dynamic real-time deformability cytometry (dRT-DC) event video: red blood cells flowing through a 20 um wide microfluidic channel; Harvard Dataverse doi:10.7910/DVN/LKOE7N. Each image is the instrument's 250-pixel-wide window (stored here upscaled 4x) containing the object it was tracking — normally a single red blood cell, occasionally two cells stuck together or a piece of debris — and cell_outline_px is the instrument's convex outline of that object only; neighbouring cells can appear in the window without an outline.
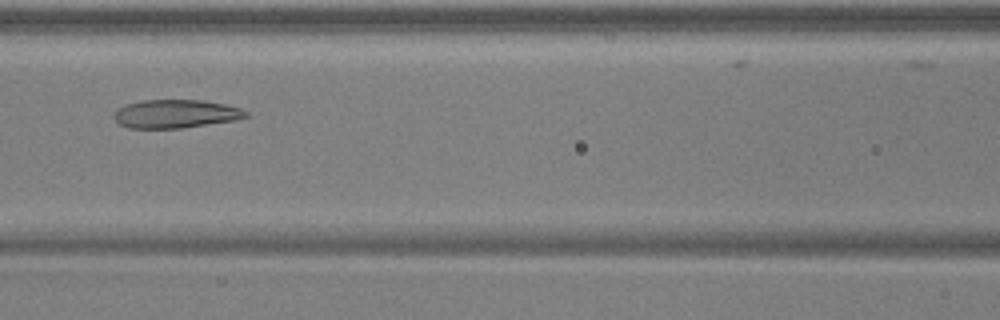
{"species": "common noctule bat (a hibernating species)", "species_latin": "Nyctalus noctula", "temperature_condition": "warm", "stored_images_in_passage": 45, "camera_frame_rate_fps": 3000, "um_per_image_px": 0.085, "animal": {"sex": "male", "body_mass_g": 17.9, "forearm_length_mm": 54.2}, "frame": {"image": 1, "passage_image": 18, "time_ms": 5.667, "image_size_px": [1000, 320], "cell_outline_px": [[248, 116], [236, 120], [180, 128], [128, 128], [120, 124], [112, 116], [116, 108], [124, 104], [140, 100], [204, 100], [224, 104], [240, 108], [248, 112]], "centroid_in_image_um": [14.89, 9.67], "position_along_channel_um": 151.7, "area_um2": 21.96}}
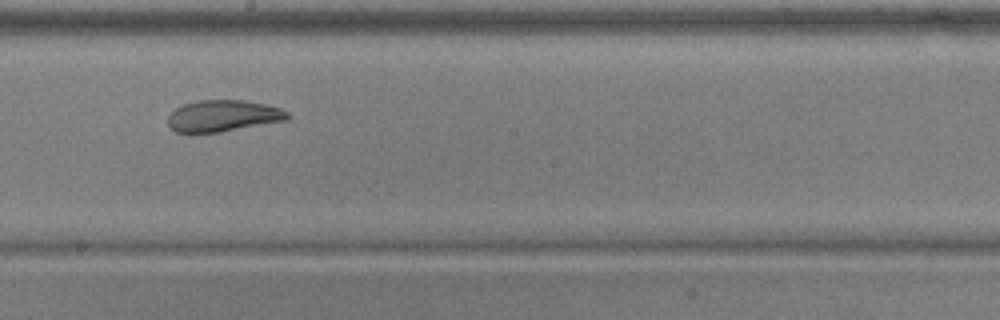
{"frame": {"image": 2, "passage_image": 24, "time_ms": 7.667, "image_size_px": [1000, 320], "cell_outline_px": [[292, 116], [288, 120], [220, 132], [176, 132], [168, 124], [168, 116], [176, 108], [184, 104], [200, 100], [244, 100], [268, 104], [280, 108], [288, 112]], "centroid_in_image_um": [19.02, 9.84], "position_along_channel_um": 229.2, "area_um2": 21.96}}
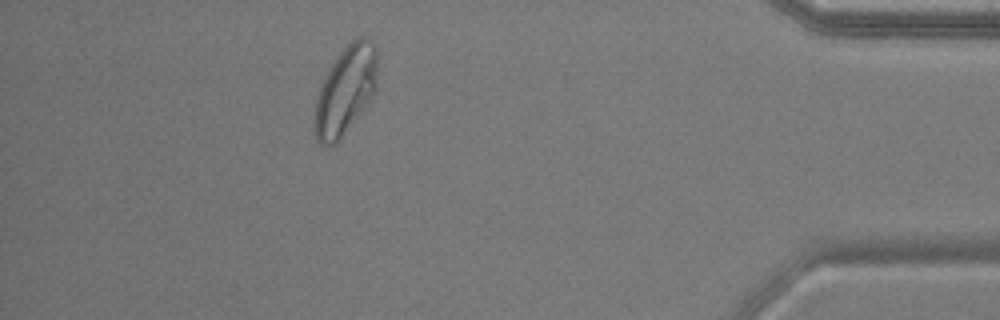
{"frame": {"image": 3, "passage_image": 41, "time_ms": 13.333, "image_size_px": [1000, 320], "cell_outline_px": [[376, 88], [372, 96], [364, 108], [336, 144], [328, 148], [320, 144], [316, 140], [312, 128], [312, 124], [316, 100], [324, 76], [336, 56], [356, 36], [364, 36], [376, 48]], "centroid_in_image_um": [29.31, 7.74], "position_along_channel_um": 405.9, "area_um2": 32.48}}